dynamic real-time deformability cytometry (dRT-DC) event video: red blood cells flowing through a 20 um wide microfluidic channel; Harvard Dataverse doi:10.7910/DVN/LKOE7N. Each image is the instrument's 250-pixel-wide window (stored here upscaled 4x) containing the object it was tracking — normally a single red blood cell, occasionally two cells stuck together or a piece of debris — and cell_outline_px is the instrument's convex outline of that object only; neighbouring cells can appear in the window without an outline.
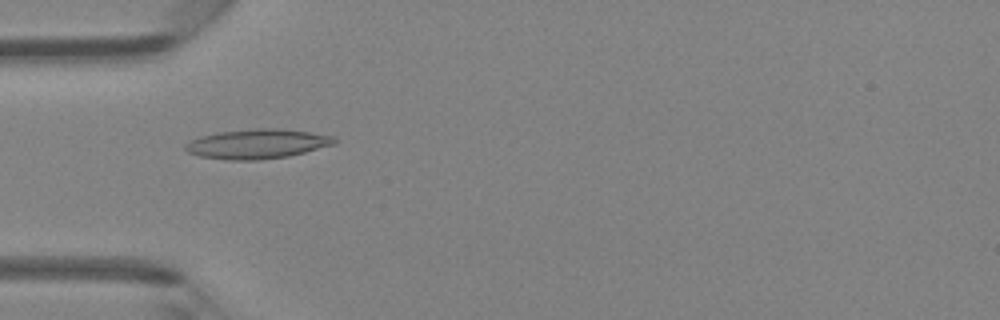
{"species": "Egyptian fruit bat (a non-hibernating species)", "species_latin": "Rousettus aegyptiacus", "temperature_condition": "room temperature", "stored_images_in_passage": 34, "camera_frame_rate_fps": 3000, "um_per_image_px": 0.085, "animal": {"sex": "female"}, "frame": {"image": 1, "passage_image": 2, "time_ms": 0.333, "image_size_px": [1000, 320], "cell_outline_px": [[336, 144], [288, 156], [260, 160], [228, 160], [200, 156], [188, 152], [184, 148], [184, 144], [200, 136], [220, 132], [256, 128], [280, 128], [336, 136]], "centroid_in_image_um": [21.88, 12.23], "position_along_channel_um": 63.1, "area_um2": 25.66}}
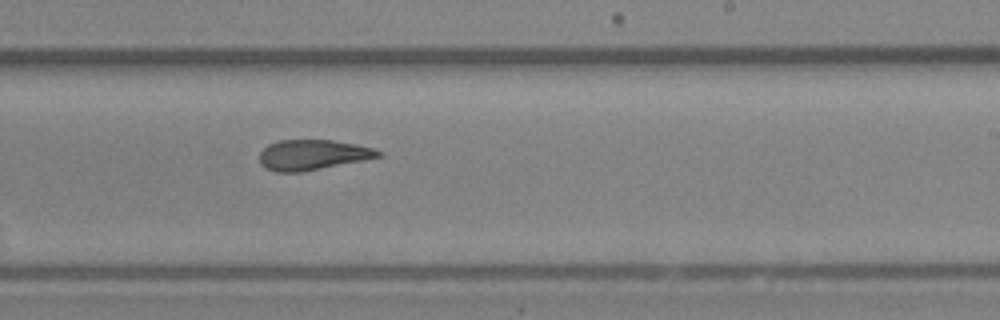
{"frame": {"image": 2, "passage_image": 16, "time_ms": 5.0, "image_size_px": [1000, 320], "cell_outline_px": [[384, 152], [380, 156], [364, 160], [300, 172], [276, 172], [264, 168], [260, 164], [260, 152], [268, 144], [276, 140], [332, 140], [356, 144], [372, 148]], "centroid_in_image_um": [26.54, 13.16], "position_along_channel_um": 262.5, "area_um2": 20.92}}
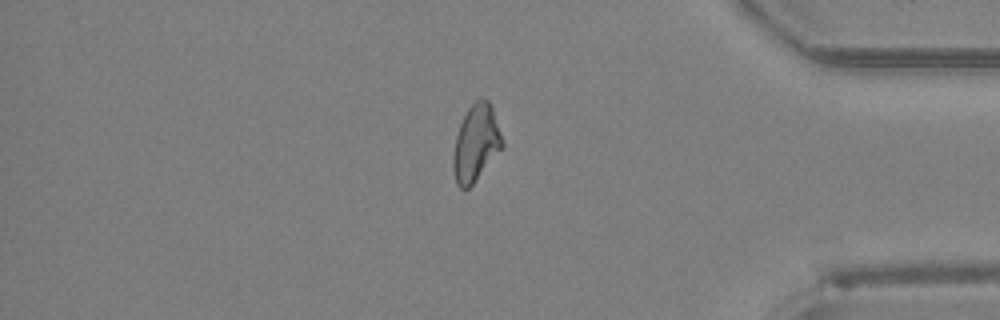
{"frame": {"image": 3, "passage_image": 27, "time_ms": 8.667, "image_size_px": [1000, 320], "cell_outline_px": [[504, 144], [472, 184], [468, 188], [460, 188], [456, 184], [452, 168], [452, 160], [456, 136], [460, 124], [468, 108], [480, 96], [484, 96], [488, 100], [492, 108], [504, 140]], "centroid_in_image_um": [40.44, 12.13], "position_along_channel_um": 394.8, "area_um2": 21.68}, "authors_computed_cell_mechanics": {"area_um2": 21.964, "velocity_mm_per_s": 4.3189, "shape_relaxation_time_tau1_ms": 8.9262, "shape_relaxation_time_tau2_ms": 2.035, "deformation_change_tau1": 0.2606, "deformation_change_tau2": 0.1159}}